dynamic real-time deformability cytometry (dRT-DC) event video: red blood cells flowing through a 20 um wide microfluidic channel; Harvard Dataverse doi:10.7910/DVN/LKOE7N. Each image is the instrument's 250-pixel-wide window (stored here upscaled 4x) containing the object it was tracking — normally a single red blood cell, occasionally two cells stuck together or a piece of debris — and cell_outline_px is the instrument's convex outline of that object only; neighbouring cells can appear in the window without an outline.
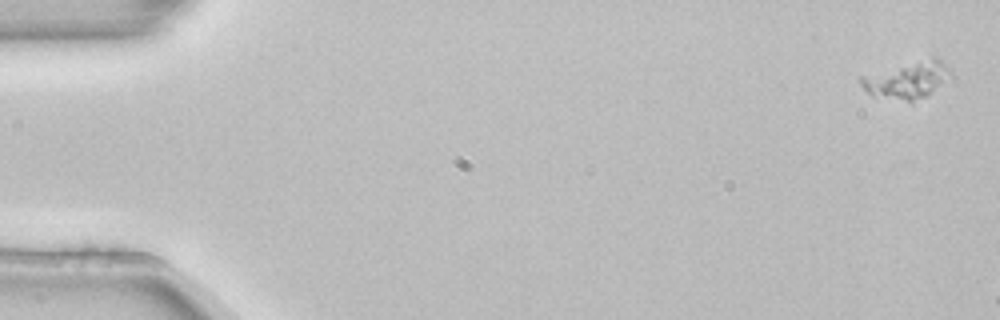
{"species": "common noctule bat (a hibernating species)", "species_latin": "Nyctalus noctula", "temperature_condition": "room temperature", "stored_images_in_passage": 3, "camera_frame_rate_fps": 3000, "um_per_image_px": 0.085, "animal": {"sex": "female", "body_mass_g": 22.7, "forearm_length_mm": 54.2}, "frame": {"image": 1, "passage_image": 1, "time_ms": 0.0, "image_size_px": [1000, 320], "cell_outline_px": [[952, 72], [924, 96], [912, 104], [872, 96], [860, 84], [860, 76], [932, 56], [936, 56]], "centroid_in_image_um": [77.03, 6.82], "position_along_channel_um": 8.0, "area_um2": 19.02}}